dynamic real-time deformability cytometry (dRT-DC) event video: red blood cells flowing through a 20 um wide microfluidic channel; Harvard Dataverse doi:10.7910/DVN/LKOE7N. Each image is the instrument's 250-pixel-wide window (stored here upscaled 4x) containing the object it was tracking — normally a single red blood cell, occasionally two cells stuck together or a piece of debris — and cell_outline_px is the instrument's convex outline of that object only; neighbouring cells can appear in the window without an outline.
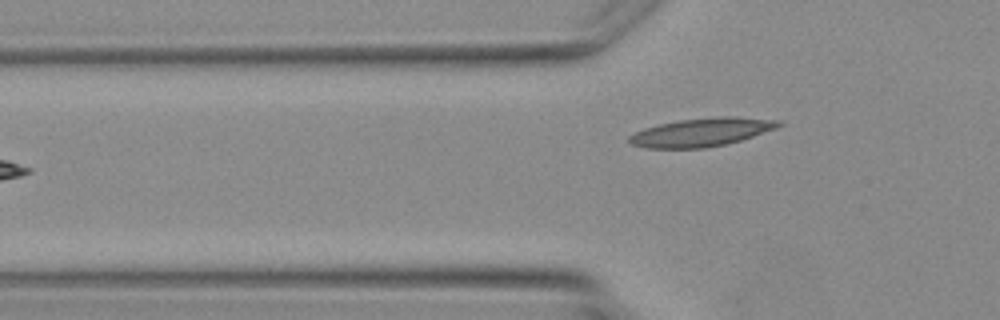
{"species": "Egyptian fruit bat (a non-hibernating species)", "species_latin": "Rousettus aegyptiacus", "temperature_condition": "warm", "stored_images_in_passage": 2, "camera_frame_rate_fps": 3000, "um_per_image_px": 0.085, "animal": {"sex": "female"}, "frame": {"image": 1, "passage_image": 2, "time_ms": 1.333, "image_size_px": [1000, 320], "cell_outline_px": [[784, 124], [776, 128], [740, 140], [724, 144], [704, 148], [644, 148], [632, 144], [628, 140], [628, 136], [644, 128], [660, 124], [680, 120], [716, 116], [736, 116], [784, 120]], "centroid_in_image_um": [59.67, 11.22], "position_along_channel_um": 66.1, "area_um2": 24.74}}